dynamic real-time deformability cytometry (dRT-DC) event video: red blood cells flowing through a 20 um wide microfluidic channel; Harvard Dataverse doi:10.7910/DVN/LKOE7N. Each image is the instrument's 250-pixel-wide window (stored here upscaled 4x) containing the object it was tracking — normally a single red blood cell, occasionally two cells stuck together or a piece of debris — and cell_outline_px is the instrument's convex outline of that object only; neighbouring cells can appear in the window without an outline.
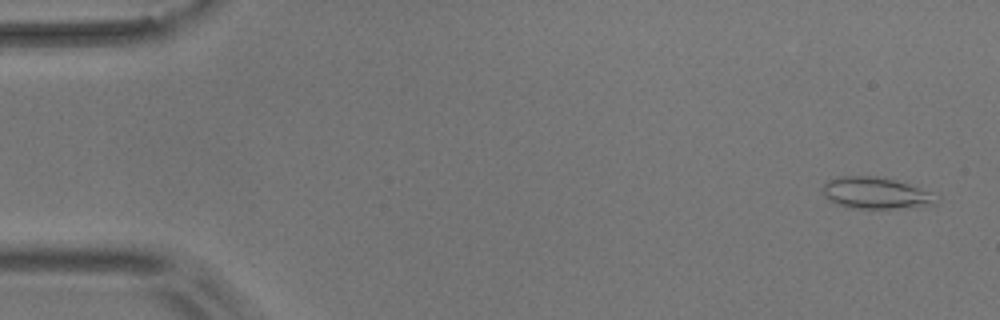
{"species": "common noctule bat (a hibernating species)", "species_latin": "Nyctalus noctula", "temperature_condition": "room temperature", "stored_images_in_passage": 55, "camera_frame_rate_fps": 3000, "um_per_image_px": 0.085, "animal": {"sex": "male", "body_mass_g": 17.9}, "frame": {"image": 1, "passage_image": 3, "time_ms": 0.667, "image_size_px": [1000, 320], "cell_outline_px": [[936, 204], [896, 208], [848, 208], [828, 200], [824, 196], [820, 188], [828, 180], [836, 176], [876, 176], [896, 180], [908, 184], [928, 192]], "centroid_in_image_um": [74.28, 16.39], "position_along_channel_um": 10.7, "area_um2": 20.52}}
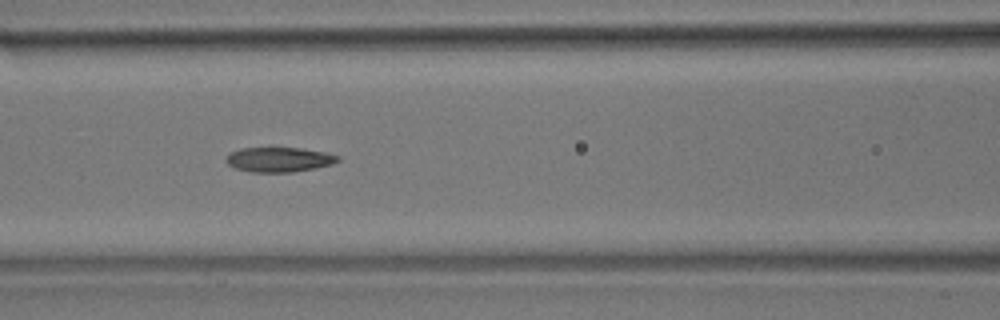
{"frame": {"image": 2, "passage_image": 24, "time_ms": 7.667, "image_size_px": [1000, 320], "cell_outline_px": [[340, 160], [332, 164], [316, 168], [292, 172], [252, 172], [236, 168], [228, 164], [224, 160], [228, 152], [240, 148], [268, 144], [272, 144], [300, 148], [324, 152], [340, 156]], "centroid_in_image_um": [23.65, 13.5], "position_along_channel_um": 142.9, "area_um2": 17.11}}
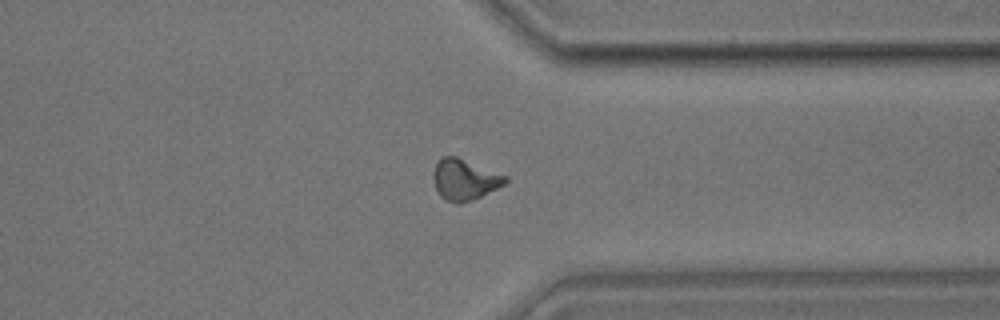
{"frame": {"image": 3, "passage_image": 43, "time_ms": 14.0, "image_size_px": [1000, 320], "cell_outline_px": [[508, 180], [504, 184], [472, 200], [460, 204], [456, 204], [440, 196], [436, 188], [432, 176], [432, 172], [436, 160], [440, 156], [456, 156], [508, 176]], "centroid_in_image_um": [39.45, 15.24], "position_along_channel_um": 372.0, "area_um2": 17.22}, "authors_computed_cell_mechanics": {"area_um2": 16.8776, "velocity_mm_per_s": 3.6573, "shape_relaxation_time_tau1_ms": 9.2219, "shape_relaxation_time_tau2_ms": 2.3766, "deformation_change_tau1": 0.1976, "deformation_change_tau2": 0.0886}}